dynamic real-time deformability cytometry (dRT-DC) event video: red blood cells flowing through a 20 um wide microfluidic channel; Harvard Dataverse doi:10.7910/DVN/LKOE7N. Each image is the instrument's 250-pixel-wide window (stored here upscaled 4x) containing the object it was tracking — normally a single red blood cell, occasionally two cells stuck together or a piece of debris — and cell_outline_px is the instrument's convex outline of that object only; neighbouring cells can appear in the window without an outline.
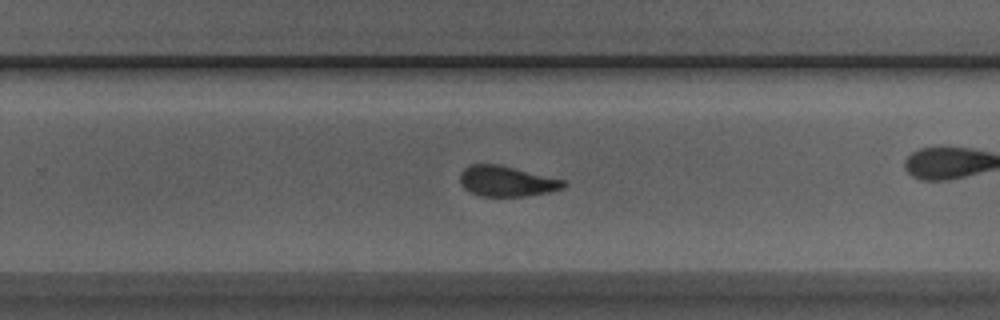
{"species": "Egyptian fruit bat (a non-hibernating species)", "species_latin": "Rousettus aegyptiacus", "temperature_condition": "room temperature", "stored_images_in_passage": 43, "camera_frame_rate_fps": 3000, "um_per_image_px": 0.085, "animal": {"sex": "male"}, "frame": {"image": 1, "passage_image": 30, "time_ms": 9.667, "image_size_px": [1000, 320], "cell_outline_px": [[568, 184], [564, 188], [548, 192], [524, 196], [480, 196], [464, 188], [460, 184], [460, 172], [468, 164], [500, 164], [564, 180]], "centroid_in_image_um": [43.05, 15.39], "position_along_channel_um": 286.8, "area_um2": 18.44}}
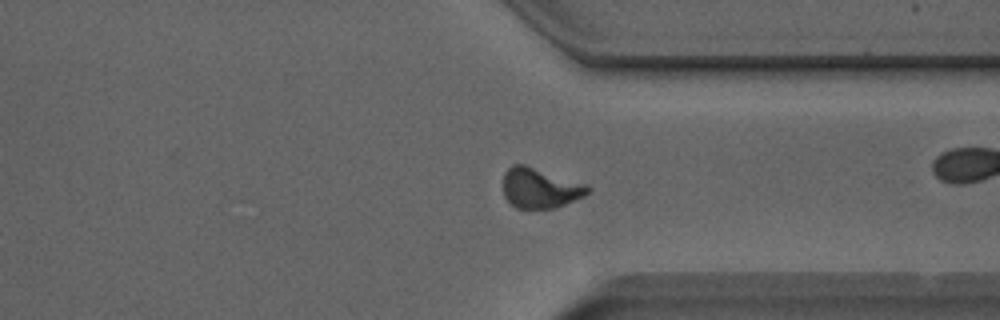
{"frame": {"image": 2, "passage_image": 36, "time_ms": 11.667, "image_size_px": [1000, 320], "cell_outline_px": [[592, 188], [584, 196], [556, 208], [516, 208], [504, 196], [504, 172], [512, 164], [524, 164], [588, 184]], "centroid_in_image_um": [45.93, 15.97], "position_along_channel_um": 365.5, "area_um2": 19.83}, "authors_computed_cell_mechanics": {"area_um2": 19.1896, "velocity_mm_per_s": 3.9733, "shape_relaxation_time_tau1_ms": 4.8946, "shape_relaxation_time_tau2_ms": 1.848, "deformation_change_tau1": 0.1762, "deformation_change_tau2": 0.0987}}